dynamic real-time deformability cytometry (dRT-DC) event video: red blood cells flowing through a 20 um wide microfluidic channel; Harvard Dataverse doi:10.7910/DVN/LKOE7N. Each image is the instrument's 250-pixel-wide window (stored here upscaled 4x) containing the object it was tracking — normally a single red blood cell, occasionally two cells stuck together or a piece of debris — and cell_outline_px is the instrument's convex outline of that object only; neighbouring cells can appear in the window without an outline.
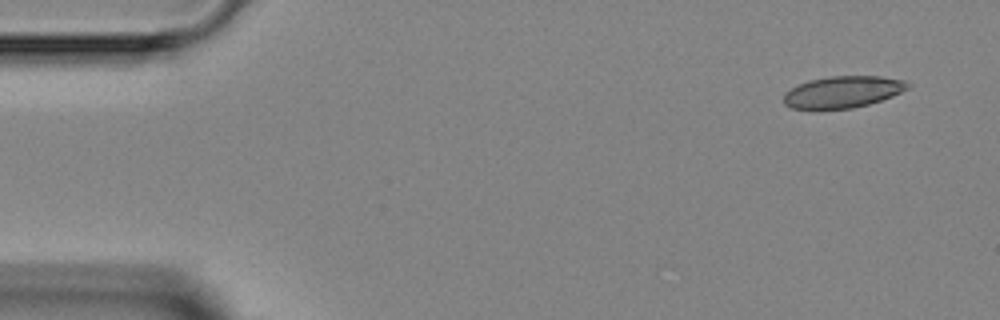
{"species": "Egyptian fruit bat (a non-hibernating species)", "species_latin": "Rousettus aegyptiacus", "temperature_condition": "room temperature", "stored_images_in_passage": 3, "camera_frame_rate_fps": 3000, "um_per_image_px": 0.085, "animal": {"sex": "female"}, "frame": {"image": 1, "passage_image": 1, "time_ms": 0.0, "image_size_px": [1000, 320], "cell_outline_px": [[912, 84], [908, 88], [892, 96], [868, 104], [852, 108], [812, 112], [792, 108], [784, 104], [784, 92], [808, 80], [832, 76], [880, 76], [904, 80]], "centroid_in_image_um": [71.58, 7.85], "position_along_channel_um": 13.4, "area_um2": 23.47}}
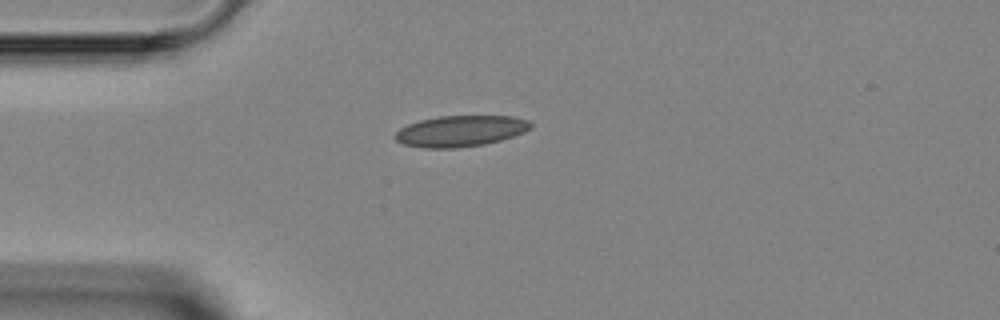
{"frame": {"image": 2, "passage_image": 3, "time_ms": 3.0, "image_size_px": [1000, 320], "cell_outline_px": [[532, 128], [524, 132], [500, 140], [484, 144], [456, 148], [424, 148], [404, 144], [396, 140], [396, 132], [400, 128], [408, 124], [420, 120], [440, 116], [512, 116], [528, 120], [532, 124]], "centroid_in_image_um": [39.15, 11.13], "position_along_channel_um": 45.8, "area_um2": 24.39}}